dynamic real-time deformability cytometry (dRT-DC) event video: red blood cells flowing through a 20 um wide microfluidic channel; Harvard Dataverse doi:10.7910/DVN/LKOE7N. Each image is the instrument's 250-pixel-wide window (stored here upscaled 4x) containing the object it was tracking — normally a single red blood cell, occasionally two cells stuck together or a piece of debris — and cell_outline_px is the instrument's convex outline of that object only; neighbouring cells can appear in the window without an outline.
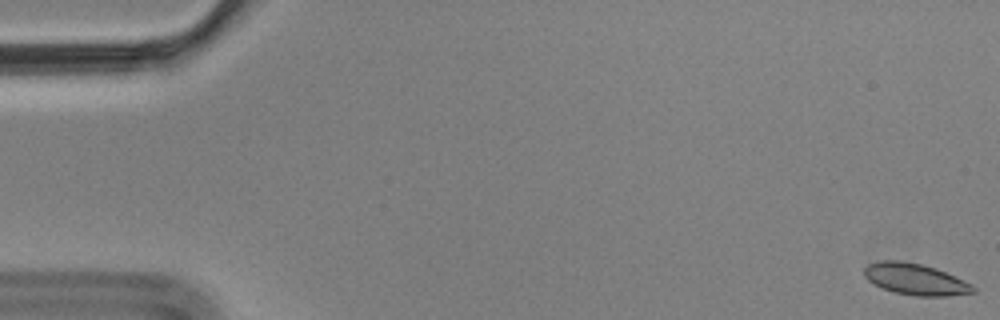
{"species": "Egyptian fruit bat (a non-hibernating species)", "species_latin": "Rousettus aegyptiacus", "temperature_condition": "cold", "stored_images_in_passage": 7, "camera_frame_rate_fps": 3000, "um_per_image_px": 0.085, "animal": {"sex": "male"}, "frame": {"image": 1, "passage_image": 1, "time_ms": 0.0, "image_size_px": [1000, 320], "cell_outline_px": [[976, 292], [948, 296], [916, 296], [896, 292], [884, 288], [868, 280], [864, 276], [864, 268], [868, 264], [880, 260], [900, 260], [920, 264], [936, 268], [972, 284], [976, 288]], "centroid_in_image_um": [77.82, 23.73], "position_along_channel_um": 7.2, "area_um2": 19.77}}